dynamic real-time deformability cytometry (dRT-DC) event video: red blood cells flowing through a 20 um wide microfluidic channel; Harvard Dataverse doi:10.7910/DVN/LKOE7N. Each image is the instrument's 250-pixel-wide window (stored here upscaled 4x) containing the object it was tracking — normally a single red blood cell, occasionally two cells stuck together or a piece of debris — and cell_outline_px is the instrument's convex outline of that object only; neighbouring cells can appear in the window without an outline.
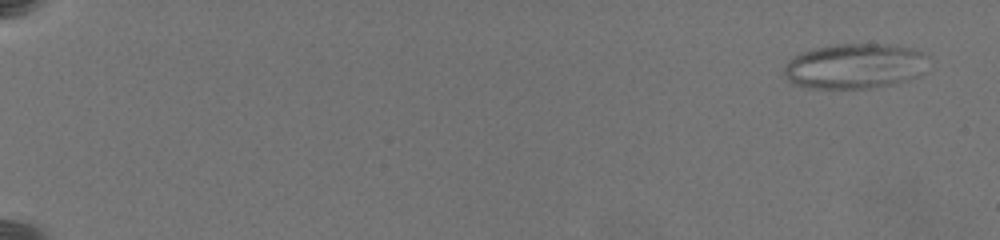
{"species": "common noctule bat (a hibernating species)", "species_latin": "Nyctalus noctula", "temperature_condition": "warm", "stored_images_in_passage": 36, "camera_frame_rate_fps": 3000, "um_per_image_px": 0.085, "animal": {"sex": "female", "body_mass_g": 19.5, "forearm_length_mm": 54.1}, "frame": {"image": 1, "passage_image": 5, "time_ms": 1.0, "image_size_px": [1000, 240], "cell_outline_px": [[928, 72], [920, 76], [892, 84], [872, 88], [812, 88], [792, 84], [784, 76], [784, 68], [788, 60], [804, 52], [816, 48], [832, 44], [884, 44], [908, 48], [920, 52], [928, 56]], "centroid_in_image_um": [72.7, 5.63], "position_along_channel_um": 12.3, "area_um2": 38.15}}
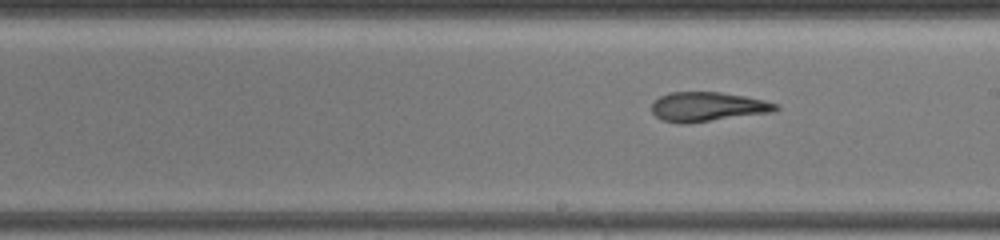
{"frame": {"image": 2, "passage_image": 23, "time_ms": 12.667, "image_size_px": [1000, 240], "cell_outline_px": [[780, 108], [772, 112], [680, 124], [664, 120], [656, 116], [652, 112], [652, 104], [660, 96], [668, 92], [720, 92], [744, 96], [764, 100], [776, 104]], "centroid_in_image_um": [60.13, 9.06], "position_along_channel_um": 228.9, "area_um2": 20.87}}
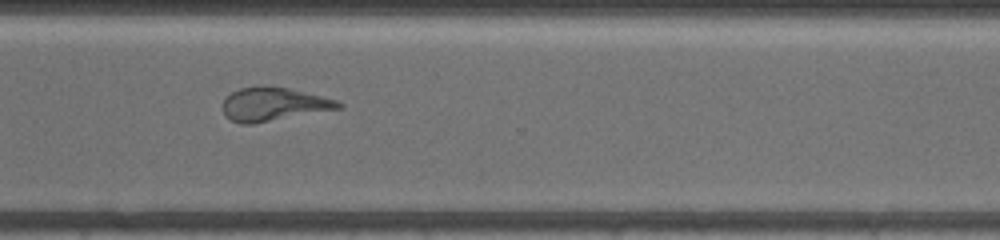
{"frame": {"image": 3, "passage_image": 35, "time_ms": 16.0, "image_size_px": [1000, 240], "cell_outline_px": [[344, 104], [340, 108], [252, 124], [240, 124], [224, 116], [220, 108], [220, 104], [232, 92], [240, 88], [260, 84], [264, 84], [288, 88], [336, 100]], "centroid_in_image_um": [23.16, 8.84], "position_along_channel_um": 347.4, "area_um2": 22.72}}